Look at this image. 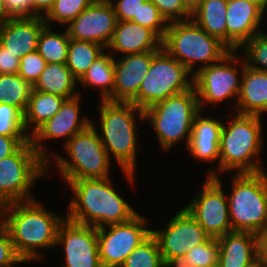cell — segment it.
Instances as JSON below:
<instances>
[{"mask_svg": "<svg viewBox=\"0 0 267 267\" xmlns=\"http://www.w3.org/2000/svg\"><path fill=\"white\" fill-rule=\"evenodd\" d=\"M64 219L36 199L0 207V221L9 232L17 255L26 262L42 259L39 248L55 247L57 231Z\"/></svg>", "mask_w": 267, "mask_h": 267, "instance_id": "obj_1", "label": "cell"}, {"mask_svg": "<svg viewBox=\"0 0 267 267\" xmlns=\"http://www.w3.org/2000/svg\"><path fill=\"white\" fill-rule=\"evenodd\" d=\"M74 197L67 219L95 228L124 223L138 214L112 186L110 178L79 179L67 182Z\"/></svg>", "mask_w": 267, "mask_h": 267, "instance_id": "obj_2", "label": "cell"}, {"mask_svg": "<svg viewBox=\"0 0 267 267\" xmlns=\"http://www.w3.org/2000/svg\"><path fill=\"white\" fill-rule=\"evenodd\" d=\"M227 124L223 123L219 144L218 169L211 167L209 177H218L224 171L235 174L259 173L262 166L258 155L262 149V116L235 113Z\"/></svg>", "mask_w": 267, "mask_h": 267, "instance_id": "obj_3", "label": "cell"}, {"mask_svg": "<svg viewBox=\"0 0 267 267\" xmlns=\"http://www.w3.org/2000/svg\"><path fill=\"white\" fill-rule=\"evenodd\" d=\"M100 115V140L110 156L113 155L127 176L129 183H134L136 169V149L138 147L136 112L144 119L143 110L132 102H112L101 100L97 108Z\"/></svg>", "mask_w": 267, "mask_h": 267, "instance_id": "obj_4", "label": "cell"}, {"mask_svg": "<svg viewBox=\"0 0 267 267\" xmlns=\"http://www.w3.org/2000/svg\"><path fill=\"white\" fill-rule=\"evenodd\" d=\"M162 48L182 63L192 75L220 61L231 51L223 42L208 34L191 19L168 23ZM197 62L200 66L194 71Z\"/></svg>", "mask_w": 267, "mask_h": 267, "instance_id": "obj_5", "label": "cell"}, {"mask_svg": "<svg viewBox=\"0 0 267 267\" xmlns=\"http://www.w3.org/2000/svg\"><path fill=\"white\" fill-rule=\"evenodd\" d=\"M228 197L232 231L260 234L267 228V174H233Z\"/></svg>", "mask_w": 267, "mask_h": 267, "instance_id": "obj_6", "label": "cell"}, {"mask_svg": "<svg viewBox=\"0 0 267 267\" xmlns=\"http://www.w3.org/2000/svg\"><path fill=\"white\" fill-rule=\"evenodd\" d=\"M199 112L198 97L194 86L143 110L144 119L150 120L164 151H169L182 139L185 140L187 149L193 121Z\"/></svg>", "mask_w": 267, "mask_h": 267, "instance_id": "obj_7", "label": "cell"}, {"mask_svg": "<svg viewBox=\"0 0 267 267\" xmlns=\"http://www.w3.org/2000/svg\"><path fill=\"white\" fill-rule=\"evenodd\" d=\"M63 147L70 157L69 161L59 154L53 155L65 182L110 177L112 159L109 158L93 122L85 130L72 136Z\"/></svg>", "mask_w": 267, "mask_h": 267, "instance_id": "obj_8", "label": "cell"}, {"mask_svg": "<svg viewBox=\"0 0 267 267\" xmlns=\"http://www.w3.org/2000/svg\"><path fill=\"white\" fill-rule=\"evenodd\" d=\"M48 171L47 162L35 151L31 140L0 160V207L34 200L30 190Z\"/></svg>", "mask_w": 267, "mask_h": 267, "instance_id": "obj_9", "label": "cell"}, {"mask_svg": "<svg viewBox=\"0 0 267 267\" xmlns=\"http://www.w3.org/2000/svg\"><path fill=\"white\" fill-rule=\"evenodd\" d=\"M190 74L182 63L162 48L152 58L149 71L132 103L144 110L170 96L185 92L193 86V75Z\"/></svg>", "mask_w": 267, "mask_h": 267, "instance_id": "obj_10", "label": "cell"}, {"mask_svg": "<svg viewBox=\"0 0 267 267\" xmlns=\"http://www.w3.org/2000/svg\"><path fill=\"white\" fill-rule=\"evenodd\" d=\"M236 53V50H231L220 61L198 70L193 75V86L201 112L206 103L217 105L236 96L238 99L242 77L239 73L244 70L245 60L242 59V66L239 67L241 70H238Z\"/></svg>", "mask_w": 267, "mask_h": 267, "instance_id": "obj_11", "label": "cell"}, {"mask_svg": "<svg viewBox=\"0 0 267 267\" xmlns=\"http://www.w3.org/2000/svg\"><path fill=\"white\" fill-rule=\"evenodd\" d=\"M139 213L124 223L97 228L100 261L103 267H120L127 256L150 234Z\"/></svg>", "mask_w": 267, "mask_h": 267, "instance_id": "obj_12", "label": "cell"}, {"mask_svg": "<svg viewBox=\"0 0 267 267\" xmlns=\"http://www.w3.org/2000/svg\"><path fill=\"white\" fill-rule=\"evenodd\" d=\"M151 234L157 240L167 267H172L187 251L211 238L185 208L168 221L165 230H151Z\"/></svg>", "mask_w": 267, "mask_h": 267, "instance_id": "obj_13", "label": "cell"}, {"mask_svg": "<svg viewBox=\"0 0 267 267\" xmlns=\"http://www.w3.org/2000/svg\"><path fill=\"white\" fill-rule=\"evenodd\" d=\"M202 191L184 208L203 227L211 238L218 239L232 232L228 199L219 177H207Z\"/></svg>", "mask_w": 267, "mask_h": 267, "instance_id": "obj_14", "label": "cell"}, {"mask_svg": "<svg viewBox=\"0 0 267 267\" xmlns=\"http://www.w3.org/2000/svg\"><path fill=\"white\" fill-rule=\"evenodd\" d=\"M55 246H62L65 263L62 267H102L97 228L65 218L59 225Z\"/></svg>", "mask_w": 267, "mask_h": 267, "instance_id": "obj_15", "label": "cell"}, {"mask_svg": "<svg viewBox=\"0 0 267 267\" xmlns=\"http://www.w3.org/2000/svg\"><path fill=\"white\" fill-rule=\"evenodd\" d=\"M79 97L80 95H77L73 98L65 99L59 111L30 136L35 151L47 162V168L50 167V153L41 142L49 139L58 140L59 138H64L66 144L72 136L85 130L91 124V120L87 117L80 118L79 106L81 102Z\"/></svg>", "mask_w": 267, "mask_h": 267, "instance_id": "obj_16", "label": "cell"}, {"mask_svg": "<svg viewBox=\"0 0 267 267\" xmlns=\"http://www.w3.org/2000/svg\"><path fill=\"white\" fill-rule=\"evenodd\" d=\"M117 22L109 0H95L68 24L66 30L70 39L94 42L106 48Z\"/></svg>", "mask_w": 267, "mask_h": 267, "instance_id": "obj_17", "label": "cell"}, {"mask_svg": "<svg viewBox=\"0 0 267 267\" xmlns=\"http://www.w3.org/2000/svg\"><path fill=\"white\" fill-rule=\"evenodd\" d=\"M266 9L262 0H228L226 46L230 50H241L249 39L263 32L258 28Z\"/></svg>", "mask_w": 267, "mask_h": 267, "instance_id": "obj_18", "label": "cell"}, {"mask_svg": "<svg viewBox=\"0 0 267 267\" xmlns=\"http://www.w3.org/2000/svg\"><path fill=\"white\" fill-rule=\"evenodd\" d=\"M159 51L126 54L119 60L114 57V88L107 99L112 102H132L139 92L141 82L149 71L152 58Z\"/></svg>", "mask_w": 267, "mask_h": 267, "instance_id": "obj_19", "label": "cell"}, {"mask_svg": "<svg viewBox=\"0 0 267 267\" xmlns=\"http://www.w3.org/2000/svg\"><path fill=\"white\" fill-rule=\"evenodd\" d=\"M46 26L43 17H12L0 24V44L18 58L37 50L42 29Z\"/></svg>", "mask_w": 267, "mask_h": 267, "instance_id": "obj_20", "label": "cell"}, {"mask_svg": "<svg viewBox=\"0 0 267 267\" xmlns=\"http://www.w3.org/2000/svg\"><path fill=\"white\" fill-rule=\"evenodd\" d=\"M107 50L118 53L136 54L160 51L162 39L151 29L132 21H118Z\"/></svg>", "mask_w": 267, "mask_h": 267, "instance_id": "obj_21", "label": "cell"}, {"mask_svg": "<svg viewBox=\"0 0 267 267\" xmlns=\"http://www.w3.org/2000/svg\"><path fill=\"white\" fill-rule=\"evenodd\" d=\"M219 267H250L258 261V236L232 231L217 239Z\"/></svg>", "mask_w": 267, "mask_h": 267, "instance_id": "obj_22", "label": "cell"}, {"mask_svg": "<svg viewBox=\"0 0 267 267\" xmlns=\"http://www.w3.org/2000/svg\"><path fill=\"white\" fill-rule=\"evenodd\" d=\"M201 111L195 116L188 151L197 160L219 161V144L223 122L212 117H203Z\"/></svg>", "mask_w": 267, "mask_h": 267, "instance_id": "obj_23", "label": "cell"}, {"mask_svg": "<svg viewBox=\"0 0 267 267\" xmlns=\"http://www.w3.org/2000/svg\"><path fill=\"white\" fill-rule=\"evenodd\" d=\"M240 93L234 106L239 114L267 113V72L246 65L241 73Z\"/></svg>", "mask_w": 267, "mask_h": 267, "instance_id": "obj_24", "label": "cell"}, {"mask_svg": "<svg viewBox=\"0 0 267 267\" xmlns=\"http://www.w3.org/2000/svg\"><path fill=\"white\" fill-rule=\"evenodd\" d=\"M77 83L78 80L66 64L49 63L46 64L33 89L70 99L79 95L75 89Z\"/></svg>", "mask_w": 267, "mask_h": 267, "instance_id": "obj_25", "label": "cell"}, {"mask_svg": "<svg viewBox=\"0 0 267 267\" xmlns=\"http://www.w3.org/2000/svg\"><path fill=\"white\" fill-rule=\"evenodd\" d=\"M228 0H203L191 16L198 26L226 45Z\"/></svg>", "mask_w": 267, "mask_h": 267, "instance_id": "obj_26", "label": "cell"}, {"mask_svg": "<svg viewBox=\"0 0 267 267\" xmlns=\"http://www.w3.org/2000/svg\"><path fill=\"white\" fill-rule=\"evenodd\" d=\"M65 98L45 93L39 90H32L26 111L24 113V125L27 134L29 127H32V135L43 123L54 116L60 109Z\"/></svg>", "mask_w": 267, "mask_h": 267, "instance_id": "obj_27", "label": "cell"}, {"mask_svg": "<svg viewBox=\"0 0 267 267\" xmlns=\"http://www.w3.org/2000/svg\"><path fill=\"white\" fill-rule=\"evenodd\" d=\"M106 50L93 62L87 72L78 80L85 88L87 85L101 90V100H107L114 88V58Z\"/></svg>", "mask_w": 267, "mask_h": 267, "instance_id": "obj_28", "label": "cell"}, {"mask_svg": "<svg viewBox=\"0 0 267 267\" xmlns=\"http://www.w3.org/2000/svg\"><path fill=\"white\" fill-rule=\"evenodd\" d=\"M105 50V47L94 42L70 39L65 64L79 80Z\"/></svg>", "mask_w": 267, "mask_h": 267, "instance_id": "obj_29", "label": "cell"}, {"mask_svg": "<svg viewBox=\"0 0 267 267\" xmlns=\"http://www.w3.org/2000/svg\"><path fill=\"white\" fill-rule=\"evenodd\" d=\"M32 90L33 86L19 74H0V103L12 105L24 114Z\"/></svg>", "mask_w": 267, "mask_h": 267, "instance_id": "obj_30", "label": "cell"}, {"mask_svg": "<svg viewBox=\"0 0 267 267\" xmlns=\"http://www.w3.org/2000/svg\"><path fill=\"white\" fill-rule=\"evenodd\" d=\"M50 27V25H46L42 29L36 51L45 59L47 64H65L70 42L67 30L62 34H58L53 32Z\"/></svg>", "mask_w": 267, "mask_h": 267, "instance_id": "obj_31", "label": "cell"}, {"mask_svg": "<svg viewBox=\"0 0 267 267\" xmlns=\"http://www.w3.org/2000/svg\"><path fill=\"white\" fill-rule=\"evenodd\" d=\"M120 267H167L155 237L150 234L125 259Z\"/></svg>", "mask_w": 267, "mask_h": 267, "instance_id": "obj_32", "label": "cell"}, {"mask_svg": "<svg viewBox=\"0 0 267 267\" xmlns=\"http://www.w3.org/2000/svg\"><path fill=\"white\" fill-rule=\"evenodd\" d=\"M219 246L216 238L194 246L187 251L186 256L177 261L172 267H212L218 265Z\"/></svg>", "mask_w": 267, "mask_h": 267, "instance_id": "obj_33", "label": "cell"}, {"mask_svg": "<svg viewBox=\"0 0 267 267\" xmlns=\"http://www.w3.org/2000/svg\"><path fill=\"white\" fill-rule=\"evenodd\" d=\"M94 1L95 0H56L43 19L48 26L55 21L67 26Z\"/></svg>", "mask_w": 267, "mask_h": 267, "instance_id": "obj_34", "label": "cell"}, {"mask_svg": "<svg viewBox=\"0 0 267 267\" xmlns=\"http://www.w3.org/2000/svg\"><path fill=\"white\" fill-rule=\"evenodd\" d=\"M247 66L267 72V33L261 32L249 39L242 47ZM260 65V66H258Z\"/></svg>", "mask_w": 267, "mask_h": 267, "instance_id": "obj_35", "label": "cell"}, {"mask_svg": "<svg viewBox=\"0 0 267 267\" xmlns=\"http://www.w3.org/2000/svg\"><path fill=\"white\" fill-rule=\"evenodd\" d=\"M0 135L11 137H30L26 133L24 114L16 107L0 103Z\"/></svg>", "mask_w": 267, "mask_h": 267, "instance_id": "obj_36", "label": "cell"}, {"mask_svg": "<svg viewBox=\"0 0 267 267\" xmlns=\"http://www.w3.org/2000/svg\"><path fill=\"white\" fill-rule=\"evenodd\" d=\"M138 24L153 30L162 40L168 27V23L150 0H146L139 8Z\"/></svg>", "mask_w": 267, "mask_h": 267, "instance_id": "obj_37", "label": "cell"}, {"mask_svg": "<svg viewBox=\"0 0 267 267\" xmlns=\"http://www.w3.org/2000/svg\"><path fill=\"white\" fill-rule=\"evenodd\" d=\"M45 59L37 52L28 53L20 59L18 74L32 86L38 81L46 66Z\"/></svg>", "mask_w": 267, "mask_h": 267, "instance_id": "obj_38", "label": "cell"}, {"mask_svg": "<svg viewBox=\"0 0 267 267\" xmlns=\"http://www.w3.org/2000/svg\"><path fill=\"white\" fill-rule=\"evenodd\" d=\"M159 10L167 23L187 21L192 14L184 7L181 0H150ZM190 18V19H189Z\"/></svg>", "mask_w": 267, "mask_h": 267, "instance_id": "obj_39", "label": "cell"}, {"mask_svg": "<svg viewBox=\"0 0 267 267\" xmlns=\"http://www.w3.org/2000/svg\"><path fill=\"white\" fill-rule=\"evenodd\" d=\"M16 253L7 228L0 221V267H15L25 263Z\"/></svg>", "mask_w": 267, "mask_h": 267, "instance_id": "obj_40", "label": "cell"}, {"mask_svg": "<svg viewBox=\"0 0 267 267\" xmlns=\"http://www.w3.org/2000/svg\"><path fill=\"white\" fill-rule=\"evenodd\" d=\"M118 21H132L138 24V10L146 0H109Z\"/></svg>", "mask_w": 267, "mask_h": 267, "instance_id": "obj_41", "label": "cell"}, {"mask_svg": "<svg viewBox=\"0 0 267 267\" xmlns=\"http://www.w3.org/2000/svg\"><path fill=\"white\" fill-rule=\"evenodd\" d=\"M20 58L0 44V74H18Z\"/></svg>", "mask_w": 267, "mask_h": 267, "instance_id": "obj_42", "label": "cell"}, {"mask_svg": "<svg viewBox=\"0 0 267 267\" xmlns=\"http://www.w3.org/2000/svg\"><path fill=\"white\" fill-rule=\"evenodd\" d=\"M30 137H11L0 135V160L12 155L22 144L27 143Z\"/></svg>", "mask_w": 267, "mask_h": 267, "instance_id": "obj_43", "label": "cell"}, {"mask_svg": "<svg viewBox=\"0 0 267 267\" xmlns=\"http://www.w3.org/2000/svg\"><path fill=\"white\" fill-rule=\"evenodd\" d=\"M5 4L14 17L31 16V0H5Z\"/></svg>", "mask_w": 267, "mask_h": 267, "instance_id": "obj_44", "label": "cell"}, {"mask_svg": "<svg viewBox=\"0 0 267 267\" xmlns=\"http://www.w3.org/2000/svg\"><path fill=\"white\" fill-rule=\"evenodd\" d=\"M56 0H31V16L44 17Z\"/></svg>", "mask_w": 267, "mask_h": 267, "instance_id": "obj_45", "label": "cell"}, {"mask_svg": "<svg viewBox=\"0 0 267 267\" xmlns=\"http://www.w3.org/2000/svg\"><path fill=\"white\" fill-rule=\"evenodd\" d=\"M258 236V260L267 267V228Z\"/></svg>", "mask_w": 267, "mask_h": 267, "instance_id": "obj_46", "label": "cell"}, {"mask_svg": "<svg viewBox=\"0 0 267 267\" xmlns=\"http://www.w3.org/2000/svg\"><path fill=\"white\" fill-rule=\"evenodd\" d=\"M12 17L14 16L8 11L5 0H0V24L5 23Z\"/></svg>", "mask_w": 267, "mask_h": 267, "instance_id": "obj_47", "label": "cell"}, {"mask_svg": "<svg viewBox=\"0 0 267 267\" xmlns=\"http://www.w3.org/2000/svg\"><path fill=\"white\" fill-rule=\"evenodd\" d=\"M184 7L193 14L194 11L200 6L203 0H181Z\"/></svg>", "mask_w": 267, "mask_h": 267, "instance_id": "obj_48", "label": "cell"}, {"mask_svg": "<svg viewBox=\"0 0 267 267\" xmlns=\"http://www.w3.org/2000/svg\"><path fill=\"white\" fill-rule=\"evenodd\" d=\"M250 267H265L259 260Z\"/></svg>", "mask_w": 267, "mask_h": 267, "instance_id": "obj_49", "label": "cell"}]
</instances>
